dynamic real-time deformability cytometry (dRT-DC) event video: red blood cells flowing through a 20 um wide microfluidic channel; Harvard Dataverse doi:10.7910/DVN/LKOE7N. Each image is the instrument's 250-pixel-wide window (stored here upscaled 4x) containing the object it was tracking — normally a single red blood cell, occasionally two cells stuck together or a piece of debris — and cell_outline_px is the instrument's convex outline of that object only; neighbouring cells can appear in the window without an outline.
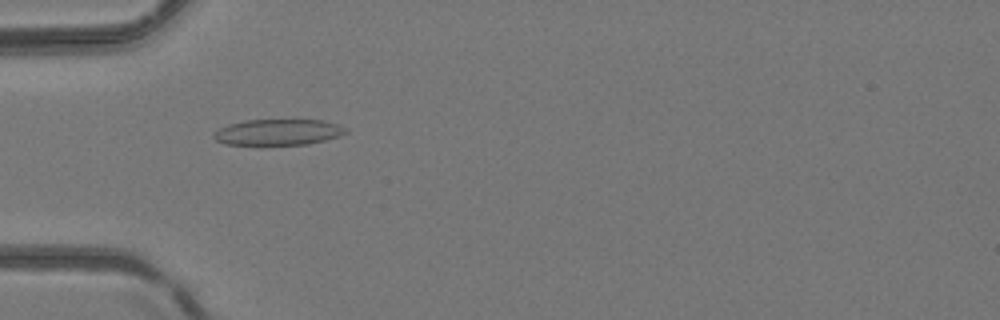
{"species": "common noctule bat (a hibernating species)", "species_latin": "Nyctalus noctula", "temperature_condition": "room temperature", "stored_images_in_passage": 45, "camera_frame_rate_fps": 3000, "um_per_image_px": 0.085, "animal": {"sex": "female", "body_mass_g": 24.6, "forearm_length_mm": 56.2}, "frame": {"image": 1, "passage_image": 16, "time_ms": 5.0, "image_size_px": [1000, 320], "cell_outline_px": [[348, 132], [340, 136], [308, 144], [224, 144], [216, 140], [212, 136], [220, 128], [228, 124], [244, 120], [320, 120], [336, 124], [348, 128]], "centroid_in_image_um": [23.66, 11.23], "position_along_channel_um": 61.3, "area_um2": 19.77}}
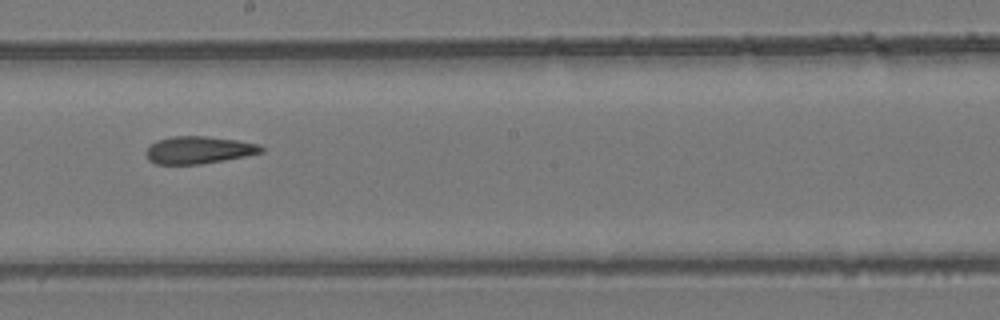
{"frame": {"image": 2, "passage_image": 28, "time_ms": 9.0, "image_size_px": [1000, 320], "cell_outline_px": [[264, 152], [224, 160], [200, 164], [156, 164], [148, 160], [144, 152], [156, 140], [172, 136], [204, 136], [236, 140], [260, 144], [264, 148]], "centroid_in_image_um": [16.87, 12.75], "position_along_channel_um": 231.3, "area_um2": 18.38}}
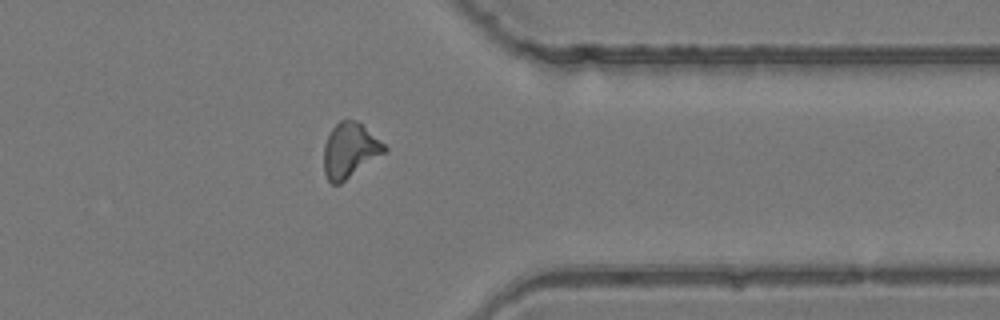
{"frame": {"image": 3, "passage_image": 39, "time_ms": 12.667, "image_size_px": [1000, 320], "cell_outline_px": [[388, 152], [340, 184], [332, 184], [328, 180], [324, 172], [324, 144], [332, 128], [340, 120], [356, 120], [384, 144], [388, 148]], "centroid_in_image_um": [29.75, 12.81], "position_along_channel_um": 381.7, "area_um2": 19.42}}